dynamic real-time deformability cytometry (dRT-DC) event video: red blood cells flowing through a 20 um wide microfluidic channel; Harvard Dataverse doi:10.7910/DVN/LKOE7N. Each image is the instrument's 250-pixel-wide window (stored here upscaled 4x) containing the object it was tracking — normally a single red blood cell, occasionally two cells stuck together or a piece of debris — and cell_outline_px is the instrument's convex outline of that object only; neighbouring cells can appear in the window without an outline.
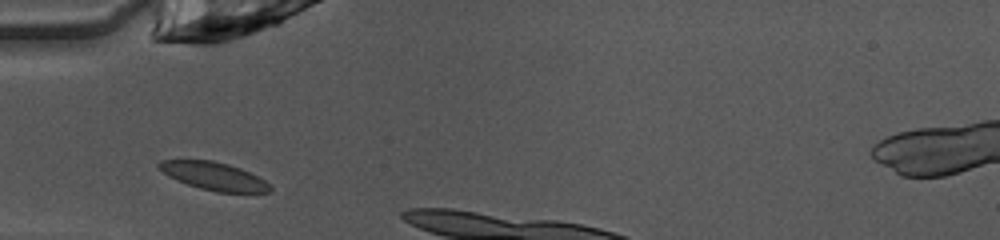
{"species": "common noctule bat (a hibernating species)", "species_latin": "Nyctalus noctula", "temperature_condition": "warm", "stored_images_in_passage": 4, "camera_frame_rate_fps": 3000, "um_per_image_px": 0.085, "animal": {"sex": "female", "body_mass_g": 10.0, "forearm_length_mm": 53.1}, "frame": {"image": 1, "passage_image": 2, "time_ms": 0.333, "image_size_px": [1000, 240], "cell_outline_px": [[272, 192], [216, 192], [200, 188], [176, 180], [168, 176], [156, 164], [160, 160], [212, 160], [228, 164], [240, 168], [264, 180], [272, 188]], "centroid_in_image_um": [18.16, 14.97], "position_along_channel_um": 66.8, "area_um2": 17.86}}